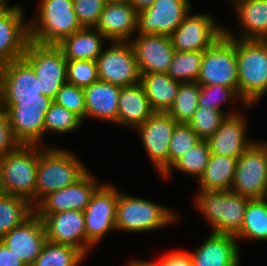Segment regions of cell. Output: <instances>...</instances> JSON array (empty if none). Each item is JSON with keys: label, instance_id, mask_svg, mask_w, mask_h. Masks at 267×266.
Instances as JSON below:
<instances>
[{"label": "cell", "instance_id": "cell-1", "mask_svg": "<svg viewBox=\"0 0 267 266\" xmlns=\"http://www.w3.org/2000/svg\"><path fill=\"white\" fill-rule=\"evenodd\" d=\"M88 170L70 151L40 145L34 207L48 194L74 184Z\"/></svg>", "mask_w": 267, "mask_h": 266}, {"label": "cell", "instance_id": "cell-2", "mask_svg": "<svg viewBox=\"0 0 267 266\" xmlns=\"http://www.w3.org/2000/svg\"><path fill=\"white\" fill-rule=\"evenodd\" d=\"M238 94L251 106L267 93V40L236 39Z\"/></svg>", "mask_w": 267, "mask_h": 266}, {"label": "cell", "instance_id": "cell-3", "mask_svg": "<svg viewBox=\"0 0 267 266\" xmlns=\"http://www.w3.org/2000/svg\"><path fill=\"white\" fill-rule=\"evenodd\" d=\"M249 200L232 190H199L195 205L210 224L211 233L236 235L242 227Z\"/></svg>", "mask_w": 267, "mask_h": 266}, {"label": "cell", "instance_id": "cell-4", "mask_svg": "<svg viewBox=\"0 0 267 266\" xmlns=\"http://www.w3.org/2000/svg\"><path fill=\"white\" fill-rule=\"evenodd\" d=\"M38 12L29 22L30 40L40 44H59L83 27L79 23L73 0H40Z\"/></svg>", "mask_w": 267, "mask_h": 266}, {"label": "cell", "instance_id": "cell-5", "mask_svg": "<svg viewBox=\"0 0 267 266\" xmlns=\"http://www.w3.org/2000/svg\"><path fill=\"white\" fill-rule=\"evenodd\" d=\"M179 216L174 210L151 200L119 191L116 211V231L131 233L154 231L174 224Z\"/></svg>", "mask_w": 267, "mask_h": 266}, {"label": "cell", "instance_id": "cell-6", "mask_svg": "<svg viewBox=\"0 0 267 266\" xmlns=\"http://www.w3.org/2000/svg\"><path fill=\"white\" fill-rule=\"evenodd\" d=\"M40 145H20L2 155V183L5 194L26 199L34 207Z\"/></svg>", "mask_w": 267, "mask_h": 266}, {"label": "cell", "instance_id": "cell-7", "mask_svg": "<svg viewBox=\"0 0 267 266\" xmlns=\"http://www.w3.org/2000/svg\"><path fill=\"white\" fill-rule=\"evenodd\" d=\"M52 102L43 94L41 98L2 99L14 137L21 145H41L45 114Z\"/></svg>", "mask_w": 267, "mask_h": 266}, {"label": "cell", "instance_id": "cell-8", "mask_svg": "<svg viewBox=\"0 0 267 266\" xmlns=\"http://www.w3.org/2000/svg\"><path fill=\"white\" fill-rule=\"evenodd\" d=\"M23 57L34 69L41 93L54 100L60 88L67 83V60L61 48L29 40Z\"/></svg>", "mask_w": 267, "mask_h": 266}, {"label": "cell", "instance_id": "cell-9", "mask_svg": "<svg viewBox=\"0 0 267 266\" xmlns=\"http://www.w3.org/2000/svg\"><path fill=\"white\" fill-rule=\"evenodd\" d=\"M200 85H222L238 88L236 39L222 34L203 51L201 69L197 79Z\"/></svg>", "mask_w": 267, "mask_h": 266}, {"label": "cell", "instance_id": "cell-10", "mask_svg": "<svg viewBox=\"0 0 267 266\" xmlns=\"http://www.w3.org/2000/svg\"><path fill=\"white\" fill-rule=\"evenodd\" d=\"M101 184L85 208L86 255L110 231H116V211L119 190L111 184Z\"/></svg>", "mask_w": 267, "mask_h": 266}, {"label": "cell", "instance_id": "cell-11", "mask_svg": "<svg viewBox=\"0 0 267 266\" xmlns=\"http://www.w3.org/2000/svg\"><path fill=\"white\" fill-rule=\"evenodd\" d=\"M267 188V149L254 141L238 158L231 190L250 199H262Z\"/></svg>", "mask_w": 267, "mask_h": 266}, {"label": "cell", "instance_id": "cell-12", "mask_svg": "<svg viewBox=\"0 0 267 266\" xmlns=\"http://www.w3.org/2000/svg\"><path fill=\"white\" fill-rule=\"evenodd\" d=\"M96 63L101 81L120 87L140 83L141 76L130 42L110 41V47L103 49Z\"/></svg>", "mask_w": 267, "mask_h": 266}, {"label": "cell", "instance_id": "cell-13", "mask_svg": "<svg viewBox=\"0 0 267 266\" xmlns=\"http://www.w3.org/2000/svg\"><path fill=\"white\" fill-rule=\"evenodd\" d=\"M21 5L0 6V68L22 58L29 42V22Z\"/></svg>", "mask_w": 267, "mask_h": 266}, {"label": "cell", "instance_id": "cell-14", "mask_svg": "<svg viewBox=\"0 0 267 266\" xmlns=\"http://www.w3.org/2000/svg\"><path fill=\"white\" fill-rule=\"evenodd\" d=\"M176 124L167 112H154L136 128L148 157L161 176L168 171L169 144Z\"/></svg>", "mask_w": 267, "mask_h": 266}, {"label": "cell", "instance_id": "cell-15", "mask_svg": "<svg viewBox=\"0 0 267 266\" xmlns=\"http://www.w3.org/2000/svg\"><path fill=\"white\" fill-rule=\"evenodd\" d=\"M216 22L211 14H188L170 35L175 51H205L224 34Z\"/></svg>", "mask_w": 267, "mask_h": 266}, {"label": "cell", "instance_id": "cell-16", "mask_svg": "<svg viewBox=\"0 0 267 266\" xmlns=\"http://www.w3.org/2000/svg\"><path fill=\"white\" fill-rule=\"evenodd\" d=\"M189 0H155L151 7L138 12L137 33L170 36L191 13Z\"/></svg>", "mask_w": 267, "mask_h": 266}, {"label": "cell", "instance_id": "cell-17", "mask_svg": "<svg viewBox=\"0 0 267 266\" xmlns=\"http://www.w3.org/2000/svg\"><path fill=\"white\" fill-rule=\"evenodd\" d=\"M99 180L88 170L74 184L45 196L35 207L34 212L44 219L48 214L68 210L84 211L96 189Z\"/></svg>", "mask_w": 267, "mask_h": 266}, {"label": "cell", "instance_id": "cell-18", "mask_svg": "<svg viewBox=\"0 0 267 266\" xmlns=\"http://www.w3.org/2000/svg\"><path fill=\"white\" fill-rule=\"evenodd\" d=\"M129 41L135 54L139 74L167 73L175 49L170 36L136 34Z\"/></svg>", "mask_w": 267, "mask_h": 266}, {"label": "cell", "instance_id": "cell-19", "mask_svg": "<svg viewBox=\"0 0 267 266\" xmlns=\"http://www.w3.org/2000/svg\"><path fill=\"white\" fill-rule=\"evenodd\" d=\"M26 266H31L47 241L43 219L35 212L0 239Z\"/></svg>", "mask_w": 267, "mask_h": 266}, {"label": "cell", "instance_id": "cell-20", "mask_svg": "<svg viewBox=\"0 0 267 266\" xmlns=\"http://www.w3.org/2000/svg\"><path fill=\"white\" fill-rule=\"evenodd\" d=\"M43 222L47 241L75 247L86 256V230L83 211L68 210L48 214Z\"/></svg>", "mask_w": 267, "mask_h": 266}, {"label": "cell", "instance_id": "cell-21", "mask_svg": "<svg viewBox=\"0 0 267 266\" xmlns=\"http://www.w3.org/2000/svg\"><path fill=\"white\" fill-rule=\"evenodd\" d=\"M246 122L241 112L227 115L218 130L207 140L211 154L239 158L254 142L246 137Z\"/></svg>", "mask_w": 267, "mask_h": 266}, {"label": "cell", "instance_id": "cell-22", "mask_svg": "<svg viewBox=\"0 0 267 266\" xmlns=\"http://www.w3.org/2000/svg\"><path fill=\"white\" fill-rule=\"evenodd\" d=\"M0 78L2 99L41 98L39 79L24 57L1 67Z\"/></svg>", "mask_w": 267, "mask_h": 266}, {"label": "cell", "instance_id": "cell-23", "mask_svg": "<svg viewBox=\"0 0 267 266\" xmlns=\"http://www.w3.org/2000/svg\"><path fill=\"white\" fill-rule=\"evenodd\" d=\"M137 21L138 12L130 3L106 2L95 28L108 42H129L137 33Z\"/></svg>", "mask_w": 267, "mask_h": 266}, {"label": "cell", "instance_id": "cell-24", "mask_svg": "<svg viewBox=\"0 0 267 266\" xmlns=\"http://www.w3.org/2000/svg\"><path fill=\"white\" fill-rule=\"evenodd\" d=\"M235 235L211 233L190 254L192 266H240V248Z\"/></svg>", "mask_w": 267, "mask_h": 266}, {"label": "cell", "instance_id": "cell-25", "mask_svg": "<svg viewBox=\"0 0 267 266\" xmlns=\"http://www.w3.org/2000/svg\"><path fill=\"white\" fill-rule=\"evenodd\" d=\"M120 86L98 80L84 88L85 120L95 118L115 124L118 116Z\"/></svg>", "mask_w": 267, "mask_h": 266}, {"label": "cell", "instance_id": "cell-26", "mask_svg": "<svg viewBox=\"0 0 267 266\" xmlns=\"http://www.w3.org/2000/svg\"><path fill=\"white\" fill-rule=\"evenodd\" d=\"M232 5L243 35H235L227 27L224 34L234 39L267 40V0H235Z\"/></svg>", "mask_w": 267, "mask_h": 266}, {"label": "cell", "instance_id": "cell-27", "mask_svg": "<svg viewBox=\"0 0 267 266\" xmlns=\"http://www.w3.org/2000/svg\"><path fill=\"white\" fill-rule=\"evenodd\" d=\"M154 111L140 83L120 88L117 125L135 129L142 125Z\"/></svg>", "mask_w": 267, "mask_h": 266}, {"label": "cell", "instance_id": "cell-28", "mask_svg": "<svg viewBox=\"0 0 267 266\" xmlns=\"http://www.w3.org/2000/svg\"><path fill=\"white\" fill-rule=\"evenodd\" d=\"M108 39L96 28L83 27L57 44L66 60H95L104 49Z\"/></svg>", "mask_w": 267, "mask_h": 266}, {"label": "cell", "instance_id": "cell-29", "mask_svg": "<svg viewBox=\"0 0 267 266\" xmlns=\"http://www.w3.org/2000/svg\"><path fill=\"white\" fill-rule=\"evenodd\" d=\"M140 76V84L144 88L152 110L168 112L175 101L181 82L173 80L167 73H149Z\"/></svg>", "mask_w": 267, "mask_h": 266}, {"label": "cell", "instance_id": "cell-30", "mask_svg": "<svg viewBox=\"0 0 267 266\" xmlns=\"http://www.w3.org/2000/svg\"><path fill=\"white\" fill-rule=\"evenodd\" d=\"M238 158L211 154L203 175L199 178V190H231Z\"/></svg>", "mask_w": 267, "mask_h": 266}, {"label": "cell", "instance_id": "cell-31", "mask_svg": "<svg viewBox=\"0 0 267 266\" xmlns=\"http://www.w3.org/2000/svg\"><path fill=\"white\" fill-rule=\"evenodd\" d=\"M236 239L267 241V204L263 199H250L245 211L242 227Z\"/></svg>", "mask_w": 267, "mask_h": 266}, {"label": "cell", "instance_id": "cell-32", "mask_svg": "<svg viewBox=\"0 0 267 266\" xmlns=\"http://www.w3.org/2000/svg\"><path fill=\"white\" fill-rule=\"evenodd\" d=\"M34 213L26 199L9 194L0 196V239L14 227L21 225Z\"/></svg>", "mask_w": 267, "mask_h": 266}, {"label": "cell", "instance_id": "cell-33", "mask_svg": "<svg viewBox=\"0 0 267 266\" xmlns=\"http://www.w3.org/2000/svg\"><path fill=\"white\" fill-rule=\"evenodd\" d=\"M211 152L207 140H201L184 153L162 176L163 179L171 177L172 170H178L184 174L195 177L197 181L203 175L208 164Z\"/></svg>", "mask_w": 267, "mask_h": 266}, {"label": "cell", "instance_id": "cell-34", "mask_svg": "<svg viewBox=\"0 0 267 266\" xmlns=\"http://www.w3.org/2000/svg\"><path fill=\"white\" fill-rule=\"evenodd\" d=\"M85 257L87 256L75 247L46 241L31 266H80Z\"/></svg>", "mask_w": 267, "mask_h": 266}, {"label": "cell", "instance_id": "cell-35", "mask_svg": "<svg viewBox=\"0 0 267 266\" xmlns=\"http://www.w3.org/2000/svg\"><path fill=\"white\" fill-rule=\"evenodd\" d=\"M200 84L198 82H183L177 91V96L168 114L177 123H187L198 108Z\"/></svg>", "mask_w": 267, "mask_h": 266}, {"label": "cell", "instance_id": "cell-36", "mask_svg": "<svg viewBox=\"0 0 267 266\" xmlns=\"http://www.w3.org/2000/svg\"><path fill=\"white\" fill-rule=\"evenodd\" d=\"M203 51H175L167 74L176 81L197 82Z\"/></svg>", "mask_w": 267, "mask_h": 266}, {"label": "cell", "instance_id": "cell-37", "mask_svg": "<svg viewBox=\"0 0 267 266\" xmlns=\"http://www.w3.org/2000/svg\"><path fill=\"white\" fill-rule=\"evenodd\" d=\"M233 111L226 113L225 111L198 106L193 118L187 124L201 140H208L218 130L227 115L239 113V110Z\"/></svg>", "mask_w": 267, "mask_h": 266}, {"label": "cell", "instance_id": "cell-38", "mask_svg": "<svg viewBox=\"0 0 267 266\" xmlns=\"http://www.w3.org/2000/svg\"><path fill=\"white\" fill-rule=\"evenodd\" d=\"M83 124V120L67 110L62 105L52 102L49 110L45 114L44 129L45 133H69L78 130Z\"/></svg>", "mask_w": 267, "mask_h": 266}, {"label": "cell", "instance_id": "cell-39", "mask_svg": "<svg viewBox=\"0 0 267 266\" xmlns=\"http://www.w3.org/2000/svg\"><path fill=\"white\" fill-rule=\"evenodd\" d=\"M240 101L244 109H251V105H247L240 95L238 94V88L225 87L219 84L216 85H200V94L198 100V106L211 108L214 110L223 111L221 105L223 103Z\"/></svg>", "mask_w": 267, "mask_h": 266}, {"label": "cell", "instance_id": "cell-40", "mask_svg": "<svg viewBox=\"0 0 267 266\" xmlns=\"http://www.w3.org/2000/svg\"><path fill=\"white\" fill-rule=\"evenodd\" d=\"M200 141L201 139L187 123H177L169 144L168 170L185 152Z\"/></svg>", "mask_w": 267, "mask_h": 266}, {"label": "cell", "instance_id": "cell-41", "mask_svg": "<svg viewBox=\"0 0 267 266\" xmlns=\"http://www.w3.org/2000/svg\"><path fill=\"white\" fill-rule=\"evenodd\" d=\"M67 83L80 88L89 87L99 80L95 60H67Z\"/></svg>", "mask_w": 267, "mask_h": 266}, {"label": "cell", "instance_id": "cell-42", "mask_svg": "<svg viewBox=\"0 0 267 266\" xmlns=\"http://www.w3.org/2000/svg\"><path fill=\"white\" fill-rule=\"evenodd\" d=\"M55 103L62 105L67 110L78 115L83 121L85 120V95L84 88L76 85L65 83L57 92Z\"/></svg>", "mask_w": 267, "mask_h": 266}, {"label": "cell", "instance_id": "cell-43", "mask_svg": "<svg viewBox=\"0 0 267 266\" xmlns=\"http://www.w3.org/2000/svg\"><path fill=\"white\" fill-rule=\"evenodd\" d=\"M106 0H73L77 19L82 27L95 28Z\"/></svg>", "mask_w": 267, "mask_h": 266}, {"label": "cell", "instance_id": "cell-44", "mask_svg": "<svg viewBox=\"0 0 267 266\" xmlns=\"http://www.w3.org/2000/svg\"><path fill=\"white\" fill-rule=\"evenodd\" d=\"M21 144L15 139L7 113L0 109V155L16 150Z\"/></svg>", "mask_w": 267, "mask_h": 266}, {"label": "cell", "instance_id": "cell-45", "mask_svg": "<svg viewBox=\"0 0 267 266\" xmlns=\"http://www.w3.org/2000/svg\"><path fill=\"white\" fill-rule=\"evenodd\" d=\"M156 263L159 266H192V259L189 252L175 250L164 255Z\"/></svg>", "mask_w": 267, "mask_h": 266}, {"label": "cell", "instance_id": "cell-46", "mask_svg": "<svg viewBox=\"0 0 267 266\" xmlns=\"http://www.w3.org/2000/svg\"><path fill=\"white\" fill-rule=\"evenodd\" d=\"M0 266H26V264L0 240Z\"/></svg>", "mask_w": 267, "mask_h": 266}, {"label": "cell", "instance_id": "cell-47", "mask_svg": "<svg viewBox=\"0 0 267 266\" xmlns=\"http://www.w3.org/2000/svg\"><path fill=\"white\" fill-rule=\"evenodd\" d=\"M155 0H129V3L135 8L137 12L146 10L151 7Z\"/></svg>", "mask_w": 267, "mask_h": 266}, {"label": "cell", "instance_id": "cell-48", "mask_svg": "<svg viewBox=\"0 0 267 266\" xmlns=\"http://www.w3.org/2000/svg\"><path fill=\"white\" fill-rule=\"evenodd\" d=\"M128 266H159L156 262H148L146 260H135L133 259L128 263Z\"/></svg>", "mask_w": 267, "mask_h": 266}, {"label": "cell", "instance_id": "cell-49", "mask_svg": "<svg viewBox=\"0 0 267 266\" xmlns=\"http://www.w3.org/2000/svg\"><path fill=\"white\" fill-rule=\"evenodd\" d=\"M1 168H2V155H0V196L5 194V190H4L3 183H2V171H1Z\"/></svg>", "mask_w": 267, "mask_h": 266}, {"label": "cell", "instance_id": "cell-50", "mask_svg": "<svg viewBox=\"0 0 267 266\" xmlns=\"http://www.w3.org/2000/svg\"><path fill=\"white\" fill-rule=\"evenodd\" d=\"M2 84H1V78H0V109L2 108Z\"/></svg>", "mask_w": 267, "mask_h": 266}, {"label": "cell", "instance_id": "cell-51", "mask_svg": "<svg viewBox=\"0 0 267 266\" xmlns=\"http://www.w3.org/2000/svg\"><path fill=\"white\" fill-rule=\"evenodd\" d=\"M106 2H122V3H129V0H106Z\"/></svg>", "mask_w": 267, "mask_h": 266}, {"label": "cell", "instance_id": "cell-52", "mask_svg": "<svg viewBox=\"0 0 267 266\" xmlns=\"http://www.w3.org/2000/svg\"><path fill=\"white\" fill-rule=\"evenodd\" d=\"M8 0H0V6L7 5Z\"/></svg>", "mask_w": 267, "mask_h": 266}, {"label": "cell", "instance_id": "cell-53", "mask_svg": "<svg viewBox=\"0 0 267 266\" xmlns=\"http://www.w3.org/2000/svg\"><path fill=\"white\" fill-rule=\"evenodd\" d=\"M262 199H263V200L266 202V204H267V188H266L265 194H264V196H263Z\"/></svg>", "mask_w": 267, "mask_h": 266}, {"label": "cell", "instance_id": "cell-54", "mask_svg": "<svg viewBox=\"0 0 267 266\" xmlns=\"http://www.w3.org/2000/svg\"><path fill=\"white\" fill-rule=\"evenodd\" d=\"M261 142L266 146V149H267V142L265 143V141L263 142L262 140Z\"/></svg>", "mask_w": 267, "mask_h": 266}]
</instances>
